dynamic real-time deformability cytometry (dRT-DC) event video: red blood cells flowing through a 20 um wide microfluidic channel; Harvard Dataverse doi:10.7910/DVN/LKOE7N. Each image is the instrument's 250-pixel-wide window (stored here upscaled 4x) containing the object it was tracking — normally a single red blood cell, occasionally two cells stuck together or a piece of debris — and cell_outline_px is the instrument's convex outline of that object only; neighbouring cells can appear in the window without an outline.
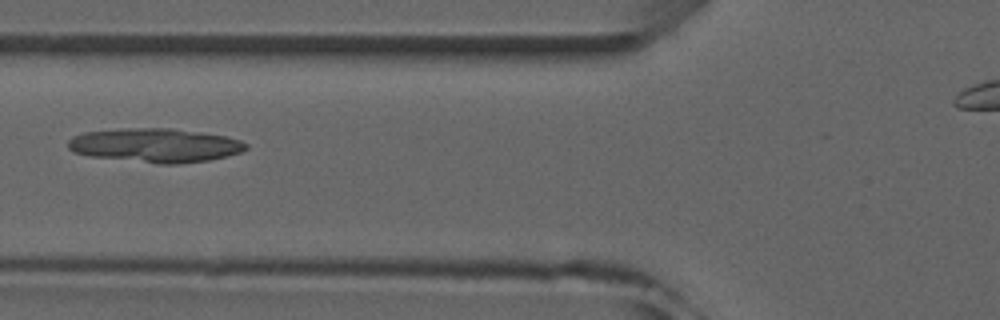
{"species": "common noctule bat (a hibernating species)", "species_latin": "Nyctalus noctula", "temperature_condition": "room temperature", "stored_images_in_passage": 6, "camera_frame_rate_fps": 3000, "um_per_image_px": 0.085, "animal": {"sex": "male", "forearm_length_mm": 52.5}, "frame": {"image": 1, "passage_image": 4, "time_ms": 3.667, "image_size_px": [1000, 320], "cell_outline_px": [[248, 148], [240, 152], [228, 156], [208, 160], [180, 164], [156, 164], [88, 156], [72, 152], [68, 148], [68, 140], [72, 136], [84, 132], [120, 128], [172, 128], [228, 136], [240, 140], [248, 144]], "centroid_in_image_um": [13.18, 12.35], "position_along_channel_um": 112.6, "area_um2": 35.72}}
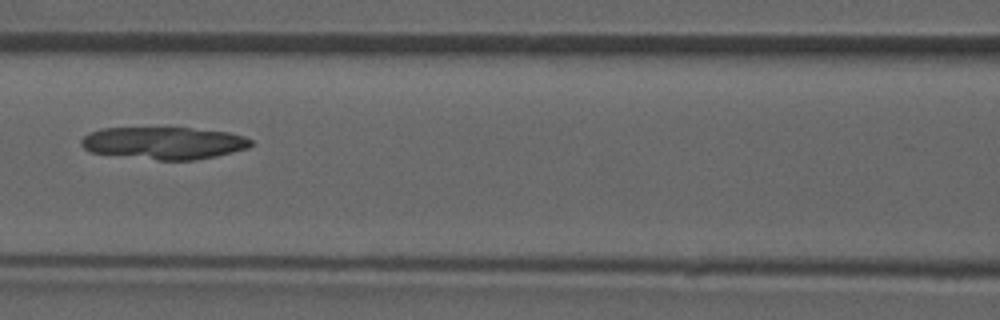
{"frame": {"image": 2, "passage_image": 5, "time_ms": 4.667, "image_size_px": [1000, 320], "cell_outline_px": [[252, 144], [248, 148], [216, 156], [196, 160], [160, 160], [88, 152], [80, 144], [80, 140], [88, 132], [100, 128], [192, 128], [228, 132], [244, 136], [252, 140]], "centroid_in_image_um": [13.91, 12.15], "position_along_channel_um": 152.7, "area_um2": 32.02}}